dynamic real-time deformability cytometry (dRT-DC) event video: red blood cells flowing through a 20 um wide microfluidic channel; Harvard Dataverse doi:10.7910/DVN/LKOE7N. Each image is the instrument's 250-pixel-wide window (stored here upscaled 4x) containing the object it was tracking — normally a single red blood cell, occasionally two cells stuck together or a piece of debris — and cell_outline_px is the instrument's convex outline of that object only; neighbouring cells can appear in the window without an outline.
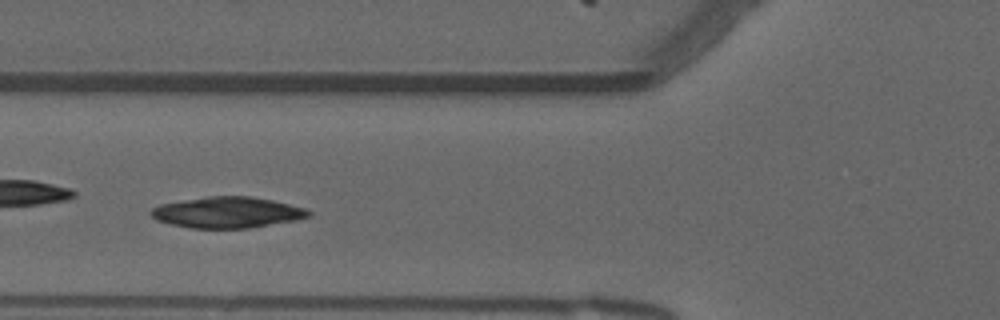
{"species": "common noctule bat (a hibernating species)", "species_latin": "Nyctalus noctula", "temperature_condition": "warm", "stored_images_in_passage": 41, "camera_frame_rate_fps": 3000, "um_per_image_px": 0.085, "animal": {"sex": "male", "forearm_length_mm": 52.5}, "frame": {"image": 1, "passage_image": 12, "time_ms": 3.667, "image_size_px": [1000, 320], "cell_outline_px": [[312, 216], [296, 220], [248, 228], [188, 228], [156, 220], [148, 212], [152, 208], [160, 204], [208, 196], [252, 196], [272, 200], [304, 208], [312, 212]], "centroid_in_image_um": [19.32, 18.05], "position_along_channel_um": 106.5, "area_um2": 28.44}}